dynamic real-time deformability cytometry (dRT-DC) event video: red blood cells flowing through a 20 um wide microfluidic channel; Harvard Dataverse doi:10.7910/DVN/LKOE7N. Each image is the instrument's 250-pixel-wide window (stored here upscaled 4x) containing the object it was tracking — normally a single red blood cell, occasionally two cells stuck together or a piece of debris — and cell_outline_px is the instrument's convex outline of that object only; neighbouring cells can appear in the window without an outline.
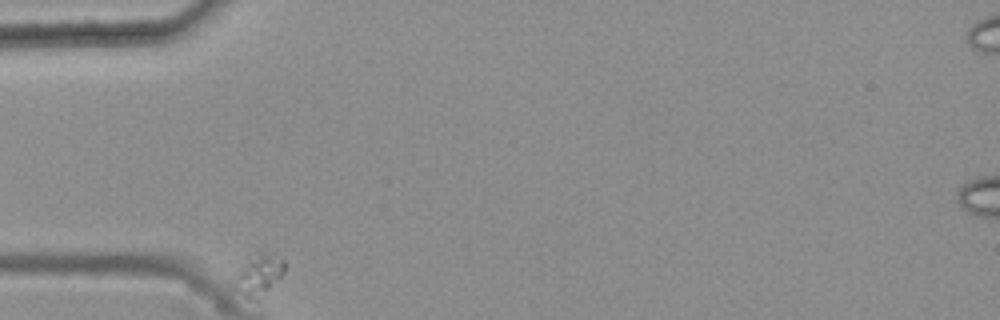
{"species": "common noctule bat (a hibernating species)", "species_latin": "Nyctalus noctula", "temperature_condition": "warm", "stored_images_in_passage": 38, "camera_frame_rate_fps": 3000, "um_per_image_px": 0.085, "animal": {"sex": "female", "body_mass_g": 25.1}, "frame": {"image": 1, "passage_image": 1, "time_ms": 0.0, "image_size_px": [1000, 320], "cell_outline_px": [[284, 272], [268, 288], [248, 296], [240, 276], [240, 272], [256, 248], [276, 252], [284, 260]], "centroid_in_image_um": [22.23, 23.01], "position_along_channel_um": 62.8, "area_um2": 10.12}}
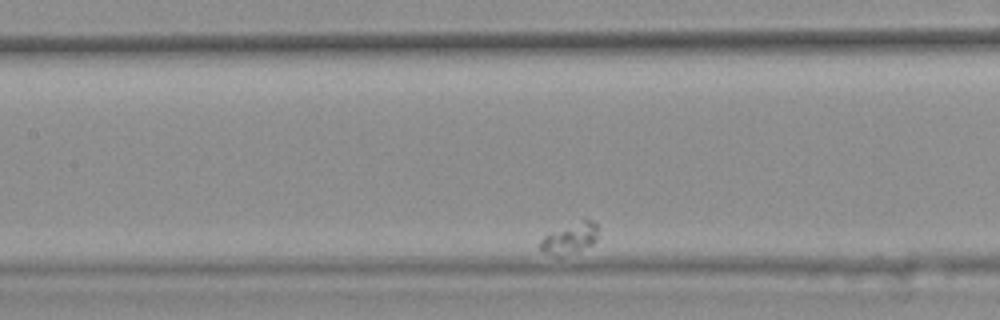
{"frame": {"image": 2, "passage_image": 14, "time_ms": 4.333, "image_size_px": [1000, 320], "cell_outline_px": [[596, 240], [592, 244], [560, 256], [556, 256], [544, 252], [540, 248], [540, 240], [548, 232], [584, 216], [592, 220], [596, 224]], "centroid_in_image_um": [48.41, 20.17], "position_along_channel_um": 159.0, "area_um2": 10.52}}
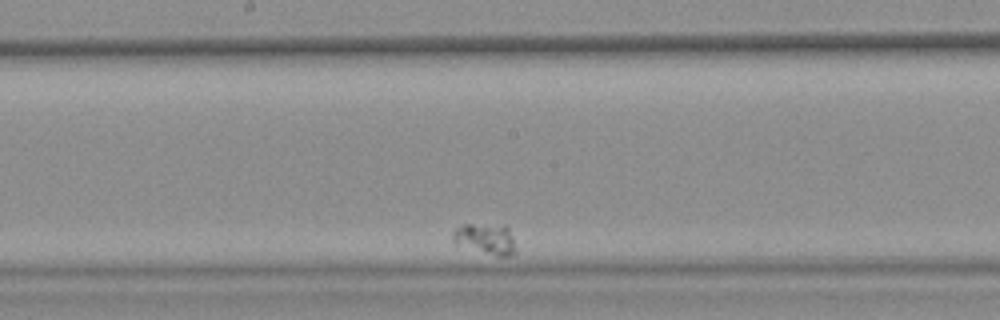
{"frame": {"image": 3, "passage_image": 20, "time_ms": 6.333, "image_size_px": [1000, 320], "cell_outline_px": [[516, 252], [508, 256], [496, 256], [456, 244], [452, 240], [452, 232], [456, 228], [464, 224], [504, 224], [508, 228], [516, 248]], "centroid_in_image_um": [41.27, 20.29], "position_along_channel_um": 206.9, "area_um2": 11.39}}